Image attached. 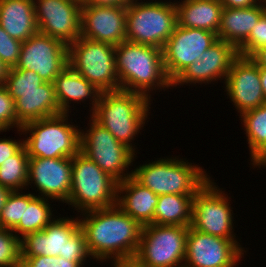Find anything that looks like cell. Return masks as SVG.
<instances>
[{"label":"cell","mask_w":266,"mask_h":267,"mask_svg":"<svg viewBox=\"0 0 266 267\" xmlns=\"http://www.w3.org/2000/svg\"><path fill=\"white\" fill-rule=\"evenodd\" d=\"M194 195L164 194L158 196L154 224L190 226Z\"/></svg>","instance_id":"83f0119b"},{"label":"cell","mask_w":266,"mask_h":267,"mask_svg":"<svg viewBox=\"0 0 266 267\" xmlns=\"http://www.w3.org/2000/svg\"><path fill=\"white\" fill-rule=\"evenodd\" d=\"M29 156L25 146L0 166V185L10 191H23L28 183Z\"/></svg>","instance_id":"f546056e"},{"label":"cell","mask_w":266,"mask_h":267,"mask_svg":"<svg viewBox=\"0 0 266 267\" xmlns=\"http://www.w3.org/2000/svg\"><path fill=\"white\" fill-rule=\"evenodd\" d=\"M39 32L66 45L81 35V7L76 0H34Z\"/></svg>","instance_id":"2e32d148"},{"label":"cell","mask_w":266,"mask_h":267,"mask_svg":"<svg viewBox=\"0 0 266 267\" xmlns=\"http://www.w3.org/2000/svg\"><path fill=\"white\" fill-rule=\"evenodd\" d=\"M111 266L112 267H147L143 265L136 257L111 260Z\"/></svg>","instance_id":"60d3db41"},{"label":"cell","mask_w":266,"mask_h":267,"mask_svg":"<svg viewBox=\"0 0 266 267\" xmlns=\"http://www.w3.org/2000/svg\"><path fill=\"white\" fill-rule=\"evenodd\" d=\"M259 73H260L261 86L263 89V95L266 101V68L259 67Z\"/></svg>","instance_id":"ee69618b"},{"label":"cell","mask_w":266,"mask_h":267,"mask_svg":"<svg viewBox=\"0 0 266 267\" xmlns=\"http://www.w3.org/2000/svg\"><path fill=\"white\" fill-rule=\"evenodd\" d=\"M0 25L21 42L38 33L34 0H0Z\"/></svg>","instance_id":"d4e9b609"},{"label":"cell","mask_w":266,"mask_h":267,"mask_svg":"<svg viewBox=\"0 0 266 267\" xmlns=\"http://www.w3.org/2000/svg\"><path fill=\"white\" fill-rule=\"evenodd\" d=\"M140 1L127 6L126 41L163 49L177 26L175 1Z\"/></svg>","instance_id":"ba28073f"},{"label":"cell","mask_w":266,"mask_h":267,"mask_svg":"<svg viewBox=\"0 0 266 267\" xmlns=\"http://www.w3.org/2000/svg\"><path fill=\"white\" fill-rule=\"evenodd\" d=\"M245 252L233 241L189 226L183 267H235Z\"/></svg>","instance_id":"9a60e30c"},{"label":"cell","mask_w":266,"mask_h":267,"mask_svg":"<svg viewBox=\"0 0 266 267\" xmlns=\"http://www.w3.org/2000/svg\"><path fill=\"white\" fill-rule=\"evenodd\" d=\"M201 166L177 156L158 158L140 164L132 170V177L156 195H195L211 178Z\"/></svg>","instance_id":"5b68a950"},{"label":"cell","mask_w":266,"mask_h":267,"mask_svg":"<svg viewBox=\"0 0 266 267\" xmlns=\"http://www.w3.org/2000/svg\"><path fill=\"white\" fill-rule=\"evenodd\" d=\"M48 198L36 196L35 193L24 192L23 219L12 230L18 238L26 234L43 230L54 218V209Z\"/></svg>","instance_id":"f1b7e54d"},{"label":"cell","mask_w":266,"mask_h":267,"mask_svg":"<svg viewBox=\"0 0 266 267\" xmlns=\"http://www.w3.org/2000/svg\"><path fill=\"white\" fill-rule=\"evenodd\" d=\"M29 267H81L77 262L61 256L21 257Z\"/></svg>","instance_id":"8d00e7d4"},{"label":"cell","mask_w":266,"mask_h":267,"mask_svg":"<svg viewBox=\"0 0 266 267\" xmlns=\"http://www.w3.org/2000/svg\"><path fill=\"white\" fill-rule=\"evenodd\" d=\"M264 45H266V13L253 27L246 41L237 49V53L244 57H251Z\"/></svg>","instance_id":"836d02e7"},{"label":"cell","mask_w":266,"mask_h":267,"mask_svg":"<svg viewBox=\"0 0 266 267\" xmlns=\"http://www.w3.org/2000/svg\"><path fill=\"white\" fill-rule=\"evenodd\" d=\"M7 267H29V266L24 259L20 258L19 260L12 263L11 265H8Z\"/></svg>","instance_id":"bcb514c9"},{"label":"cell","mask_w":266,"mask_h":267,"mask_svg":"<svg viewBox=\"0 0 266 267\" xmlns=\"http://www.w3.org/2000/svg\"><path fill=\"white\" fill-rule=\"evenodd\" d=\"M250 58L258 67L266 68V45L259 48Z\"/></svg>","instance_id":"b9f144b4"},{"label":"cell","mask_w":266,"mask_h":267,"mask_svg":"<svg viewBox=\"0 0 266 267\" xmlns=\"http://www.w3.org/2000/svg\"><path fill=\"white\" fill-rule=\"evenodd\" d=\"M133 0H86L82 5L128 6Z\"/></svg>","instance_id":"ab89813d"},{"label":"cell","mask_w":266,"mask_h":267,"mask_svg":"<svg viewBox=\"0 0 266 267\" xmlns=\"http://www.w3.org/2000/svg\"><path fill=\"white\" fill-rule=\"evenodd\" d=\"M78 219L88 251L94 260L103 263L135 257L142 226L117 204L82 212Z\"/></svg>","instance_id":"6da1fadb"},{"label":"cell","mask_w":266,"mask_h":267,"mask_svg":"<svg viewBox=\"0 0 266 267\" xmlns=\"http://www.w3.org/2000/svg\"><path fill=\"white\" fill-rule=\"evenodd\" d=\"M265 13L263 1L247 8L223 7L217 38L232 44L238 49Z\"/></svg>","instance_id":"cb8c5ba5"},{"label":"cell","mask_w":266,"mask_h":267,"mask_svg":"<svg viewBox=\"0 0 266 267\" xmlns=\"http://www.w3.org/2000/svg\"><path fill=\"white\" fill-rule=\"evenodd\" d=\"M149 106L151 101L139 93L121 89L101 92L96 109L89 117L137 154L132 143L140 130L144 129L146 120L150 119Z\"/></svg>","instance_id":"3957f363"},{"label":"cell","mask_w":266,"mask_h":267,"mask_svg":"<svg viewBox=\"0 0 266 267\" xmlns=\"http://www.w3.org/2000/svg\"><path fill=\"white\" fill-rule=\"evenodd\" d=\"M10 71V67H8L3 61L0 59V85H4L6 78L8 77V73Z\"/></svg>","instance_id":"7bdbcfd3"},{"label":"cell","mask_w":266,"mask_h":267,"mask_svg":"<svg viewBox=\"0 0 266 267\" xmlns=\"http://www.w3.org/2000/svg\"><path fill=\"white\" fill-rule=\"evenodd\" d=\"M21 258V239L9 229L0 228V267H7Z\"/></svg>","instance_id":"d6a6232c"},{"label":"cell","mask_w":266,"mask_h":267,"mask_svg":"<svg viewBox=\"0 0 266 267\" xmlns=\"http://www.w3.org/2000/svg\"><path fill=\"white\" fill-rule=\"evenodd\" d=\"M211 178L193 197L191 227L206 234L233 240L245 253L234 233L230 198ZM235 234V235H234Z\"/></svg>","instance_id":"30bf717a"},{"label":"cell","mask_w":266,"mask_h":267,"mask_svg":"<svg viewBox=\"0 0 266 267\" xmlns=\"http://www.w3.org/2000/svg\"><path fill=\"white\" fill-rule=\"evenodd\" d=\"M175 7L178 26L217 34L223 10L220 0H175Z\"/></svg>","instance_id":"484cf974"},{"label":"cell","mask_w":266,"mask_h":267,"mask_svg":"<svg viewBox=\"0 0 266 267\" xmlns=\"http://www.w3.org/2000/svg\"><path fill=\"white\" fill-rule=\"evenodd\" d=\"M43 83L36 72L12 67L4 86L9 92H30L36 91Z\"/></svg>","instance_id":"4dcf8cb0"},{"label":"cell","mask_w":266,"mask_h":267,"mask_svg":"<svg viewBox=\"0 0 266 267\" xmlns=\"http://www.w3.org/2000/svg\"><path fill=\"white\" fill-rule=\"evenodd\" d=\"M217 40L214 32L177 25L162 49L168 78L173 82Z\"/></svg>","instance_id":"5bb4252c"},{"label":"cell","mask_w":266,"mask_h":267,"mask_svg":"<svg viewBox=\"0 0 266 267\" xmlns=\"http://www.w3.org/2000/svg\"><path fill=\"white\" fill-rule=\"evenodd\" d=\"M69 113L28 122L19 129L29 158H72L80 151V131L72 124ZM29 134V136H28Z\"/></svg>","instance_id":"8992f818"},{"label":"cell","mask_w":266,"mask_h":267,"mask_svg":"<svg viewBox=\"0 0 266 267\" xmlns=\"http://www.w3.org/2000/svg\"><path fill=\"white\" fill-rule=\"evenodd\" d=\"M15 101L17 122H28L61 114L52 82H44L36 91L9 92Z\"/></svg>","instance_id":"44dd1931"},{"label":"cell","mask_w":266,"mask_h":267,"mask_svg":"<svg viewBox=\"0 0 266 267\" xmlns=\"http://www.w3.org/2000/svg\"><path fill=\"white\" fill-rule=\"evenodd\" d=\"M68 66V45L40 32L22 42L15 68L36 72L44 82H52Z\"/></svg>","instance_id":"4fadbf2b"},{"label":"cell","mask_w":266,"mask_h":267,"mask_svg":"<svg viewBox=\"0 0 266 267\" xmlns=\"http://www.w3.org/2000/svg\"><path fill=\"white\" fill-rule=\"evenodd\" d=\"M189 226L142 227L135 257L147 267H183Z\"/></svg>","instance_id":"7c38bea8"},{"label":"cell","mask_w":266,"mask_h":267,"mask_svg":"<svg viewBox=\"0 0 266 267\" xmlns=\"http://www.w3.org/2000/svg\"><path fill=\"white\" fill-rule=\"evenodd\" d=\"M0 126L6 131L15 127L17 132L22 127L17 122L15 101L4 85H0Z\"/></svg>","instance_id":"e575fe53"},{"label":"cell","mask_w":266,"mask_h":267,"mask_svg":"<svg viewBox=\"0 0 266 267\" xmlns=\"http://www.w3.org/2000/svg\"><path fill=\"white\" fill-rule=\"evenodd\" d=\"M238 56L237 49L226 41L218 39L212 46L172 82V87L176 88L177 85H195L197 84H211L224 80L228 75L229 69L233 60Z\"/></svg>","instance_id":"d6986e66"},{"label":"cell","mask_w":266,"mask_h":267,"mask_svg":"<svg viewBox=\"0 0 266 267\" xmlns=\"http://www.w3.org/2000/svg\"><path fill=\"white\" fill-rule=\"evenodd\" d=\"M22 42L12 38L0 25V59L8 67L18 63Z\"/></svg>","instance_id":"d590c367"},{"label":"cell","mask_w":266,"mask_h":267,"mask_svg":"<svg viewBox=\"0 0 266 267\" xmlns=\"http://www.w3.org/2000/svg\"><path fill=\"white\" fill-rule=\"evenodd\" d=\"M58 218L21 238V257L61 256L84 267L87 258H92L78 216Z\"/></svg>","instance_id":"277c9868"},{"label":"cell","mask_w":266,"mask_h":267,"mask_svg":"<svg viewBox=\"0 0 266 267\" xmlns=\"http://www.w3.org/2000/svg\"><path fill=\"white\" fill-rule=\"evenodd\" d=\"M76 1H79L81 3H84L86 0H76Z\"/></svg>","instance_id":"c3c4849f"},{"label":"cell","mask_w":266,"mask_h":267,"mask_svg":"<svg viewBox=\"0 0 266 267\" xmlns=\"http://www.w3.org/2000/svg\"><path fill=\"white\" fill-rule=\"evenodd\" d=\"M68 65L101 92L120 90L111 44L80 36L68 45Z\"/></svg>","instance_id":"9c48e42d"},{"label":"cell","mask_w":266,"mask_h":267,"mask_svg":"<svg viewBox=\"0 0 266 267\" xmlns=\"http://www.w3.org/2000/svg\"><path fill=\"white\" fill-rule=\"evenodd\" d=\"M225 92L239 114L266 103L259 67L250 58L238 55L225 79Z\"/></svg>","instance_id":"ac0fdd59"},{"label":"cell","mask_w":266,"mask_h":267,"mask_svg":"<svg viewBox=\"0 0 266 267\" xmlns=\"http://www.w3.org/2000/svg\"><path fill=\"white\" fill-rule=\"evenodd\" d=\"M158 195L144 187L132 176L117 185L116 204L142 227L154 224Z\"/></svg>","instance_id":"7402d4cb"},{"label":"cell","mask_w":266,"mask_h":267,"mask_svg":"<svg viewBox=\"0 0 266 267\" xmlns=\"http://www.w3.org/2000/svg\"><path fill=\"white\" fill-rule=\"evenodd\" d=\"M127 6L82 5L81 37L116 46L126 41Z\"/></svg>","instance_id":"ffe728a7"},{"label":"cell","mask_w":266,"mask_h":267,"mask_svg":"<svg viewBox=\"0 0 266 267\" xmlns=\"http://www.w3.org/2000/svg\"><path fill=\"white\" fill-rule=\"evenodd\" d=\"M247 138L250 164L261 168L266 162V103L239 115Z\"/></svg>","instance_id":"4316f807"},{"label":"cell","mask_w":266,"mask_h":267,"mask_svg":"<svg viewBox=\"0 0 266 267\" xmlns=\"http://www.w3.org/2000/svg\"><path fill=\"white\" fill-rule=\"evenodd\" d=\"M87 125L89 129L80 131V151L94 161L98 167L118 183L132 176L128 171L133 166L137 155L116 138L92 117ZM128 168V169H127Z\"/></svg>","instance_id":"8fae6325"},{"label":"cell","mask_w":266,"mask_h":267,"mask_svg":"<svg viewBox=\"0 0 266 267\" xmlns=\"http://www.w3.org/2000/svg\"><path fill=\"white\" fill-rule=\"evenodd\" d=\"M71 182L72 158H29L27 187L34 184L36 196L67 203Z\"/></svg>","instance_id":"e0dca14e"},{"label":"cell","mask_w":266,"mask_h":267,"mask_svg":"<svg viewBox=\"0 0 266 267\" xmlns=\"http://www.w3.org/2000/svg\"><path fill=\"white\" fill-rule=\"evenodd\" d=\"M24 146V140L0 138V166Z\"/></svg>","instance_id":"74e56055"},{"label":"cell","mask_w":266,"mask_h":267,"mask_svg":"<svg viewBox=\"0 0 266 267\" xmlns=\"http://www.w3.org/2000/svg\"><path fill=\"white\" fill-rule=\"evenodd\" d=\"M10 192L11 191L9 189L4 188L0 185V213Z\"/></svg>","instance_id":"f6af8a7d"},{"label":"cell","mask_w":266,"mask_h":267,"mask_svg":"<svg viewBox=\"0 0 266 267\" xmlns=\"http://www.w3.org/2000/svg\"><path fill=\"white\" fill-rule=\"evenodd\" d=\"M263 0H220L225 8H247L260 4Z\"/></svg>","instance_id":"f35d334b"},{"label":"cell","mask_w":266,"mask_h":267,"mask_svg":"<svg viewBox=\"0 0 266 267\" xmlns=\"http://www.w3.org/2000/svg\"><path fill=\"white\" fill-rule=\"evenodd\" d=\"M53 84L61 113H71V101L77 104L80 102L81 105V102L84 103L87 99L91 100L90 115L96 109L101 91L69 65L56 76Z\"/></svg>","instance_id":"603a6c76"},{"label":"cell","mask_w":266,"mask_h":267,"mask_svg":"<svg viewBox=\"0 0 266 267\" xmlns=\"http://www.w3.org/2000/svg\"><path fill=\"white\" fill-rule=\"evenodd\" d=\"M6 132V130H4L1 126H0V133Z\"/></svg>","instance_id":"7dc6e473"},{"label":"cell","mask_w":266,"mask_h":267,"mask_svg":"<svg viewBox=\"0 0 266 267\" xmlns=\"http://www.w3.org/2000/svg\"><path fill=\"white\" fill-rule=\"evenodd\" d=\"M24 213V191H11L0 213V228L13 230Z\"/></svg>","instance_id":"1f68e13d"},{"label":"cell","mask_w":266,"mask_h":267,"mask_svg":"<svg viewBox=\"0 0 266 267\" xmlns=\"http://www.w3.org/2000/svg\"><path fill=\"white\" fill-rule=\"evenodd\" d=\"M118 182L79 151L72 157V182L66 205L82 213L116 205Z\"/></svg>","instance_id":"52a82bcc"},{"label":"cell","mask_w":266,"mask_h":267,"mask_svg":"<svg viewBox=\"0 0 266 267\" xmlns=\"http://www.w3.org/2000/svg\"><path fill=\"white\" fill-rule=\"evenodd\" d=\"M115 62L121 90L139 93L153 101L150 94L153 90L172 88L160 48L124 41L115 46Z\"/></svg>","instance_id":"7a4b0ae2"}]
</instances>
